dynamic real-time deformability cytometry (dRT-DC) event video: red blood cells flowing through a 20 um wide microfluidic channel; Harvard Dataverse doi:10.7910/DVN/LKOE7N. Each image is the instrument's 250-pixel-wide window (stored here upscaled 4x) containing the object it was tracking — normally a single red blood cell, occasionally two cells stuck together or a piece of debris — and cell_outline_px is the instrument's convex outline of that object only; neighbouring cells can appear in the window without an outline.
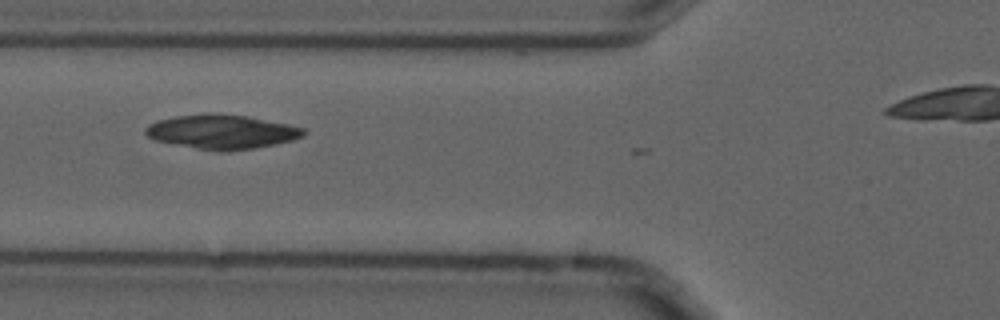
{"species": "common noctule bat (a hibernating species)", "species_latin": "Nyctalus noctula", "temperature_condition": "cold", "stored_images_in_passage": 6, "segment_of_instrument_passage": [1, 2], "camera_frame_rate_fps": 3000, "um_per_image_px": 0.085, "animal": {"sex": "male", "forearm_length_mm": 52.5}, "frame": {"image": 1, "passage_image": 5, "time_ms": 1.333, "image_size_px": [1000, 320], "cell_outline_px": [[308, 132], [304, 136], [292, 140], [276, 144], [252, 148], [224, 152], [152, 140], [144, 132], [144, 128], [148, 124], [156, 120], [176, 116], [208, 112], [248, 116], [288, 124], [304, 128]], "centroid_in_image_um": [18.85, 11.18], "position_along_channel_um": 107.0, "area_um2": 31.67}}